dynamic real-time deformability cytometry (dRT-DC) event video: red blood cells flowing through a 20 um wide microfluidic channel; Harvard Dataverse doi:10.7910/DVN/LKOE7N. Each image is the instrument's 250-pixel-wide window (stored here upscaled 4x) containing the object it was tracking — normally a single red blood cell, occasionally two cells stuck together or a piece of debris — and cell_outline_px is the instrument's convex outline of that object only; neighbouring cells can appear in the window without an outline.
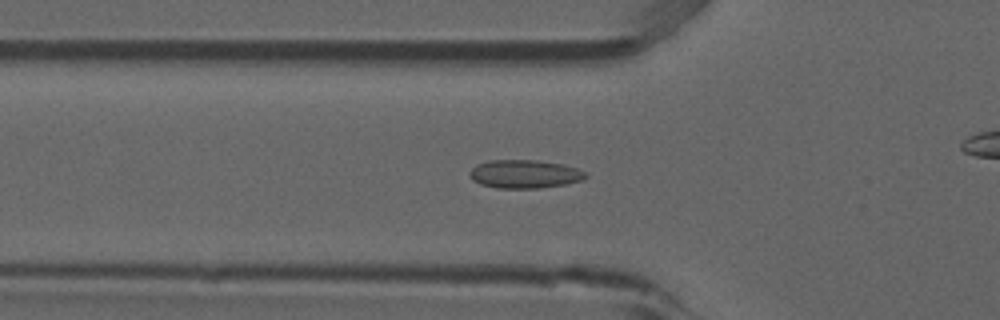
{"species": "common noctule bat (a hibernating species)", "species_latin": "Nyctalus noctula", "temperature_condition": "room temperature", "stored_images_in_passage": 36, "camera_frame_rate_fps": 3000, "um_per_image_px": 0.085, "animal": {"sex": "male", "forearm_length_mm": 52.5}, "frame": {"image": 1, "passage_image": 11, "time_ms": 3.333, "image_size_px": [1000, 320], "cell_outline_px": [[588, 176], [580, 180], [564, 184], [540, 188], [496, 188], [480, 184], [472, 180], [468, 172], [476, 164], [488, 160], [536, 160], [564, 164], [588, 172]], "centroid_in_image_um": [44.57, 14.78], "position_along_channel_um": 81.2, "area_um2": 19.31}}
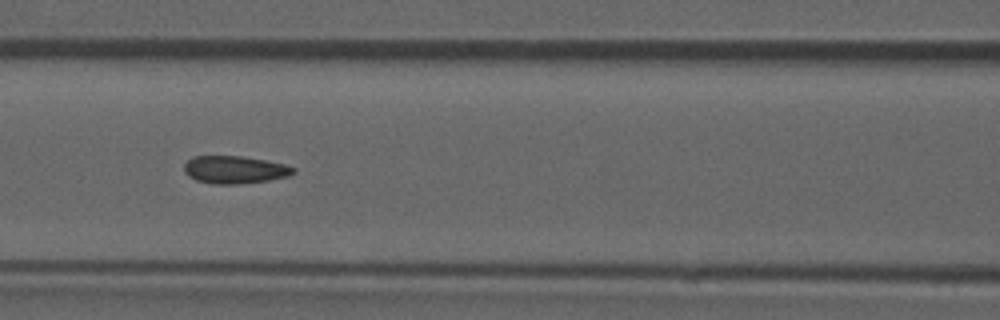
{"frame": {"image": 2, "passage_image": 16, "time_ms": 5.0, "image_size_px": [1000, 320], "cell_outline_px": [[296, 172], [288, 176], [268, 180], [240, 184], [216, 184], [196, 180], [188, 176], [184, 172], [184, 164], [192, 156], [240, 156], [264, 160], [284, 164], [296, 168]], "centroid_in_image_um": [19.94, 14.42], "position_along_channel_um": 146.7, "area_um2": 17.57}}